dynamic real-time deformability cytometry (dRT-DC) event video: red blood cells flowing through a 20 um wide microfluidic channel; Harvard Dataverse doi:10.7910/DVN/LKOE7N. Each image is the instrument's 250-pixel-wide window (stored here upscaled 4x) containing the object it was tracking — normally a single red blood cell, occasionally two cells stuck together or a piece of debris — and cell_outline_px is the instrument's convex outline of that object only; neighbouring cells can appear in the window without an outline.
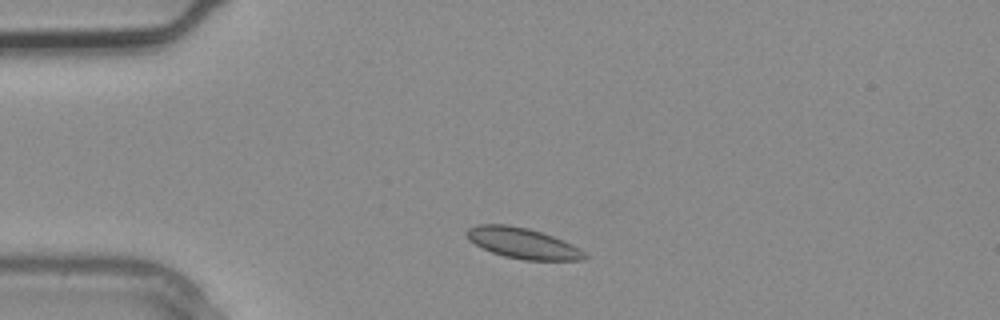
{"species": "common noctule bat (a hibernating species)", "species_latin": "Nyctalus noctula", "temperature_condition": "warm", "stored_images_in_passage": 1, "camera_frame_rate_fps": 3000, "um_per_image_px": 0.085, "animal": {"sex": "male", "body_mass_g": 20.4}, "frame": {"image": 1, "passage_image": 1, "time_ms": 0.0, "image_size_px": [1000, 320], "cell_outline_px": [[588, 256], [584, 260], [524, 260], [504, 256], [492, 252], [468, 240], [468, 228], [476, 224], [504, 224], [528, 228], [552, 236], [580, 248]], "centroid_in_image_um": [44.44, 20.67], "position_along_channel_um": 40.6, "area_um2": 20.81}}